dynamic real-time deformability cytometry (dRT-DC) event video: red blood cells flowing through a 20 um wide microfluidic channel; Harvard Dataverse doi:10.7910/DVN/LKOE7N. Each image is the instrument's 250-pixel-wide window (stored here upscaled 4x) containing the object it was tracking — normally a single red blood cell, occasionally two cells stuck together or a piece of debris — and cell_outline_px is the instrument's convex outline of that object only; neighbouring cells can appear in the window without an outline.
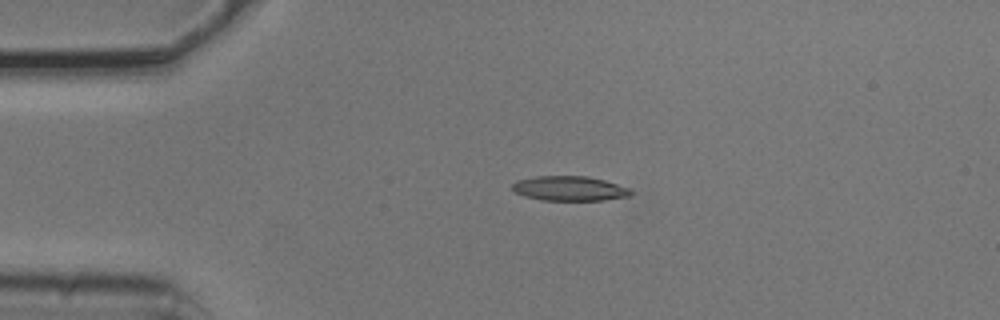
{"species": "common noctule bat (a hibernating species)", "species_latin": "Nyctalus noctula", "temperature_condition": "cold", "stored_images_in_passage": 2, "camera_frame_rate_fps": 3000, "um_per_image_px": 0.085, "animal": {"sex": "male", "body_mass_g": 20.5, "forearm_length_mm": 52.5}, "frame": {"image": 1, "passage_image": 1, "time_ms": 0.0, "image_size_px": [1000, 320], "cell_outline_px": [[632, 196], [604, 200], [540, 200], [524, 196], [516, 192], [512, 188], [512, 184], [516, 180], [536, 176], [588, 176], [604, 180], [628, 188], [632, 192]], "centroid_in_image_um": [48.4, 16.02], "position_along_channel_um": 36.6, "area_um2": 17.05}}